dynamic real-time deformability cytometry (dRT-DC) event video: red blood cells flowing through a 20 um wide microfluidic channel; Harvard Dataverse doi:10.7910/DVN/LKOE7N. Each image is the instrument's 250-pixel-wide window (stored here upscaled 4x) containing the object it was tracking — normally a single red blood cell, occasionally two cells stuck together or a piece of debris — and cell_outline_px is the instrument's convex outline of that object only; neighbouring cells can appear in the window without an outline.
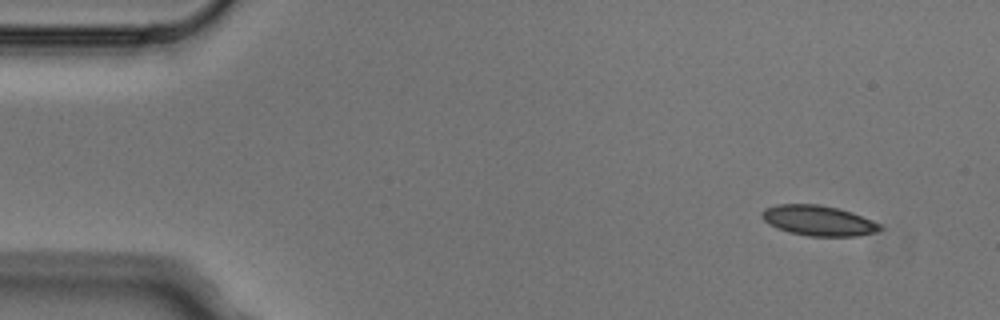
{"species": "Egyptian fruit bat (a non-hibernating species)", "species_latin": "Rousettus aegyptiacus", "temperature_condition": "cold", "stored_images_in_passage": 4, "camera_frame_rate_fps": 3000, "um_per_image_px": 0.085, "animal": {"sex": "male"}, "frame": {"image": 1, "passage_image": 1, "time_ms": 0.0, "image_size_px": [1000, 320], "cell_outline_px": [[884, 228], [876, 232], [856, 236], [808, 236], [788, 232], [776, 228], [768, 224], [760, 216], [760, 212], [764, 208], [776, 204], [820, 204], [840, 208], [852, 212], [872, 220], [880, 224]], "centroid_in_image_um": [69.53, 18.74], "position_along_channel_um": 15.5, "area_um2": 21.15}}
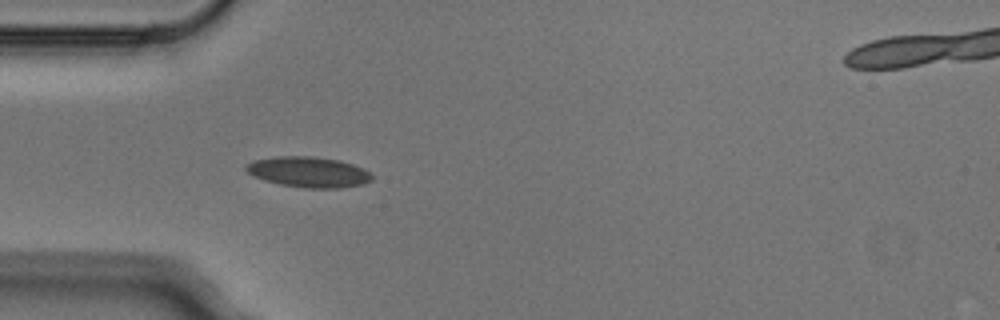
{"frame": {"image": 2, "passage_image": 4, "time_ms": 1.0, "image_size_px": [1000, 320], "cell_outline_px": [[372, 180], [364, 184], [340, 188], [304, 188], [280, 184], [264, 180], [252, 176], [244, 168], [244, 164], [256, 160], [276, 156], [312, 156], [340, 160], [364, 168], [372, 176]], "centroid_in_image_um": [26.21, 14.62], "position_along_channel_um": 58.8, "area_um2": 22.54}}